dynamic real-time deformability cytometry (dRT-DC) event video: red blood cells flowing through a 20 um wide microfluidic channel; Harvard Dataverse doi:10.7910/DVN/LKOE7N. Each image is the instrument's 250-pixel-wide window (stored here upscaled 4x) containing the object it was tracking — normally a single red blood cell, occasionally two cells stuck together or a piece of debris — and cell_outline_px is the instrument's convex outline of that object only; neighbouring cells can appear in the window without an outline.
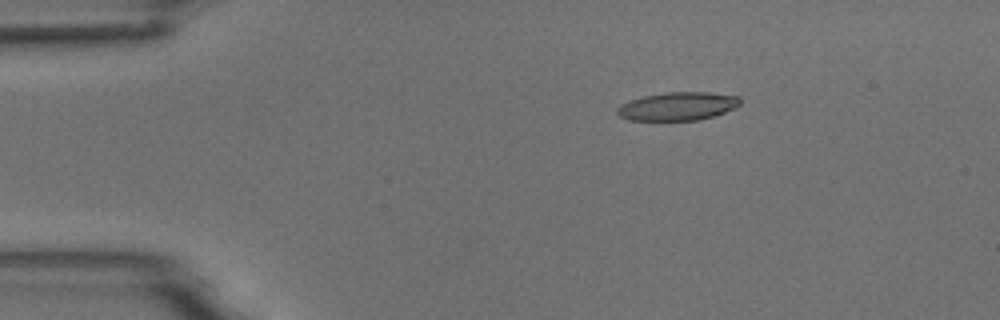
{"species": "common noctule bat (a hibernating species)", "species_latin": "Nyctalus noctula", "temperature_condition": "room temperature", "stored_images_in_passage": 2, "camera_frame_rate_fps": 3000, "um_per_image_px": 0.085, "animal": {"sex": "male", "body_mass_g": 18.8}, "frame": {"image": 1, "passage_image": 1, "time_ms": 0.0, "image_size_px": [1000, 320], "cell_outline_px": [[740, 104], [724, 112], [700, 120], [628, 120], [620, 116], [616, 112], [616, 108], [620, 104], [628, 100], [644, 96], [664, 92], [708, 92], [740, 96]], "centroid_in_image_um": [57.56, 9.02], "position_along_channel_um": 27.4, "area_um2": 20.29}}